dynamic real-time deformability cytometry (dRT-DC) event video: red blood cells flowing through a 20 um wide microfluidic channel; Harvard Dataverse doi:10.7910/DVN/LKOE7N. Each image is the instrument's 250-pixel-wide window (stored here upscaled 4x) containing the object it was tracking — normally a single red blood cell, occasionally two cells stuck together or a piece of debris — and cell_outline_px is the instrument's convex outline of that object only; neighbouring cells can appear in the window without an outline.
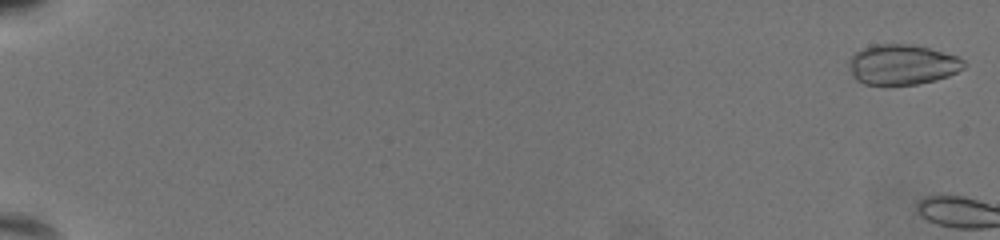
{"species": "common noctule bat (a hibernating species)", "species_latin": "Nyctalus noctula", "temperature_condition": "warm", "stored_images_in_passage": 5, "camera_frame_rate_fps": 3000, "um_per_image_px": 0.085, "animal": {"sex": "female", "body_mass_g": 19.5, "forearm_length_mm": 54.1}, "frame": {"image": 1, "passage_image": 2, "time_ms": 0.333, "image_size_px": [1000, 240], "cell_outline_px": [[968, 64], [964, 68], [948, 76], [936, 80], [916, 84], [888, 88], [864, 84], [856, 80], [852, 76], [848, 64], [848, 60], [856, 52], [872, 44], [908, 44], [928, 48], [956, 56], [964, 60]], "centroid_in_image_um": [76.65, 5.54], "position_along_channel_um": 8.3, "area_um2": 27.63}}